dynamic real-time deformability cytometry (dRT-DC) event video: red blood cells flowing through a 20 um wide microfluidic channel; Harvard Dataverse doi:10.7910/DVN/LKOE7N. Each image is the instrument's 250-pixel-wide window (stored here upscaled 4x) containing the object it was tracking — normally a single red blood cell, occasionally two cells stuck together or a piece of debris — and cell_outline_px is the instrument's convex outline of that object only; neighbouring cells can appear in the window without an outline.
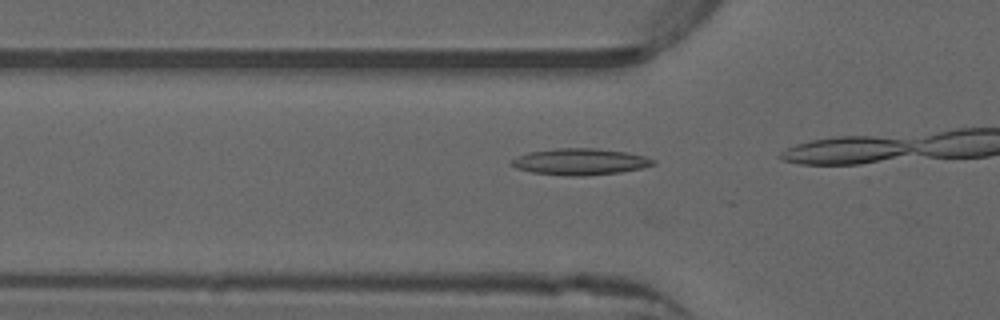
{"species": "common noctule bat (a hibernating species)", "species_latin": "Nyctalus noctula", "temperature_condition": "warm", "stored_images_in_passage": 15, "camera_frame_rate_fps": 3000, "um_per_image_px": 0.085, "animal": {"sex": "male", "forearm_length_mm": 52.5}, "frame": {"image": 1, "passage_image": 13, "time_ms": 4.0, "image_size_px": [1000, 320], "cell_outline_px": [[656, 164], [640, 168], [620, 172], [584, 176], [564, 176], [532, 172], [516, 168], [508, 164], [508, 160], [528, 152], [556, 148], [596, 148], [628, 152], [644, 156], [656, 160]], "centroid_in_image_um": [49.27, 13.74], "position_along_channel_um": 76.5, "area_um2": 22.08}}